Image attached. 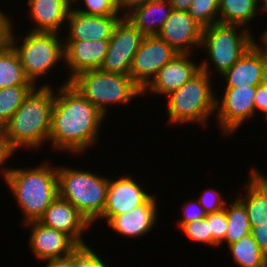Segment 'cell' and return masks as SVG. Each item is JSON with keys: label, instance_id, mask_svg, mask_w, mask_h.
Listing matches in <instances>:
<instances>
[{"label": "cell", "instance_id": "cell-1", "mask_svg": "<svg viewBox=\"0 0 267 267\" xmlns=\"http://www.w3.org/2000/svg\"><path fill=\"white\" fill-rule=\"evenodd\" d=\"M106 116L67 80L55 90L49 145L72 155L84 154L99 142Z\"/></svg>", "mask_w": 267, "mask_h": 267}, {"label": "cell", "instance_id": "cell-2", "mask_svg": "<svg viewBox=\"0 0 267 267\" xmlns=\"http://www.w3.org/2000/svg\"><path fill=\"white\" fill-rule=\"evenodd\" d=\"M39 86L30 91L2 128L17 151L23 147L35 151L49 143L55 88L47 82Z\"/></svg>", "mask_w": 267, "mask_h": 267}, {"label": "cell", "instance_id": "cell-3", "mask_svg": "<svg viewBox=\"0 0 267 267\" xmlns=\"http://www.w3.org/2000/svg\"><path fill=\"white\" fill-rule=\"evenodd\" d=\"M48 161L36 167L11 168L5 183L23 214L21 226L37 221L59 195L57 165ZM11 191V192H10Z\"/></svg>", "mask_w": 267, "mask_h": 267}, {"label": "cell", "instance_id": "cell-4", "mask_svg": "<svg viewBox=\"0 0 267 267\" xmlns=\"http://www.w3.org/2000/svg\"><path fill=\"white\" fill-rule=\"evenodd\" d=\"M210 76L200 70L193 78L168 96L166 105L169 124H196L207 128L215 116L216 95ZM211 117V118H210Z\"/></svg>", "mask_w": 267, "mask_h": 267}, {"label": "cell", "instance_id": "cell-5", "mask_svg": "<svg viewBox=\"0 0 267 267\" xmlns=\"http://www.w3.org/2000/svg\"><path fill=\"white\" fill-rule=\"evenodd\" d=\"M256 41L250 30L239 25L216 23L205 27L202 32L200 49L203 48L202 51L206 52V57L199 63L200 69L212 78L214 77L213 73L216 72L222 75ZM214 70L215 72H212Z\"/></svg>", "mask_w": 267, "mask_h": 267}, {"label": "cell", "instance_id": "cell-6", "mask_svg": "<svg viewBox=\"0 0 267 267\" xmlns=\"http://www.w3.org/2000/svg\"><path fill=\"white\" fill-rule=\"evenodd\" d=\"M59 196L71 203L92 225L102 216L109 178L83 169L57 166Z\"/></svg>", "mask_w": 267, "mask_h": 267}, {"label": "cell", "instance_id": "cell-7", "mask_svg": "<svg viewBox=\"0 0 267 267\" xmlns=\"http://www.w3.org/2000/svg\"><path fill=\"white\" fill-rule=\"evenodd\" d=\"M13 24L14 21L8 31V42L16 50L25 76L36 87L41 77L48 75L60 62L64 63V38L61 40L63 35L28 30L29 33L25 37L22 35L21 41H18ZM18 42L22 43L19 45Z\"/></svg>", "mask_w": 267, "mask_h": 267}, {"label": "cell", "instance_id": "cell-8", "mask_svg": "<svg viewBox=\"0 0 267 267\" xmlns=\"http://www.w3.org/2000/svg\"><path fill=\"white\" fill-rule=\"evenodd\" d=\"M69 83L105 116L109 113L110 105H127L132 99L142 97V89L130 76L100 69L80 72Z\"/></svg>", "mask_w": 267, "mask_h": 267}, {"label": "cell", "instance_id": "cell-9", "mask_svg": "<svg viewBox=\"0 0 267 267\" xmlns=\"http://www.w3.org/2000/svg\"><path fill=\"white\" fill-rule=\"evenodd\" d=\"M224 89L221 98L216 97L215 116L222 135L230 137L239 127L242 128L246 120L252 121L256 116L254 100L257 86Z\"/></svg>", "mask_w": 267, "mask_h": 267}, {"label": "cell", "instance_id": "cell-10", "mask_svg": "<svg viewBox=\"0 0 267 267\" xmlns=\"http://www.w3.org/2000/svg\"><path fill=\"white\" fill-rule=\"evenodd\" d=\"M143 37L138 28L126 17H122L109 39L107 54L99 69L108 73L129 76L133 58Z\"/></svg>", "mask_w": 267, "mask_h": 267}, {"label": "cell", "instance_id": "cell-11", "mask_svg": "<svg viewBox=\"0 0 267 267\" xmlns=\"http://www.w3.org/2000/svg\"><path fill=\"white\" fill-rule=\"evenodd\" d=\"M177 54L159 36H144L133 58L129 76L143 90Z\"/></svg>", "mask_w": 267, "mask_h": 267}, {"label": "cell", "instance_id": "cell-12", "mask_svg": "<svg viewBox=\"0 0 267 267\" xmlns=\"http://www.w3.org/2000/svg\"><path fill=\"white\" fill-rule=\"evenodd\" d=\"M23 226L29 227L31 231L28 245L39 262L69 256L79 247L66 233L45 226L38 220L27 222Z\"/></svg>", "mask_w": 267, "mask_h": 267}, {"label": "cell", "instance_id": "cell-13", "mask_svg": "<svg viewBox=\"0 0 267 267\" xmlns=\"http://www.w3.org/2000/svg\"><path fill=\"white\" fill-rule=\"evenodd\" d=\"M203 27L189 11L172 10L158 36L179 54H194L200 50Z\"/></svg>", "mask_w": 267, "mask_h": 267}, {"label": "cell", "instance_id": "cell-14", "mask_svg": "<svg viewBox=\"0 0 267 267\" xmlns=\"http://www.w3.org/2000/svg\"><path fill=\"white\" fill-rule=\"evenodd\" d=\"M144 188L130 174L116 179L109 177L106 204L99 219L108 223L114 216L144 204L152 196Z\"/></svg>", "mask_w": 267, "mask_h": 267}, {"label": "cell", "instance_id": "cell-15", "mask_svg": "<svg viewBox=\"0 0 267 267\" xmlns=\"http://www.w3.org/2000/svg\"><path fill=\"white\" fill-rule=\"evenodd\" d=\"M191 56L193 54H177L166 63L142 90V97L148 95L147 92L166 97L193 78L201 69L200 64L192 61Z\"/></svg>", "mask_w": 267, "mask_h": 267}, {"label": "cell", "instance_id": "cell-16", "mask_svg": "<svg viewBox=\"0 0 267 267\" xmlns=\"http://www.w3.org/2000/svg\"><path fill=\"white\" fill-rule=\"evenodd\" d=\"M38 221L45 226L66 233L79 246L87 245L83 235L85 236L91 224L71 203L59 195L46 208Z\"/></svg>", "mask_w": 267, "mask_h": 267}, {"label": "cell", "instance_id": "cell-17", "mask_svg": "<svg viewBox=\"0 0 267 267\" xmlns=\"http://www.w3.org/2000/svg\"><path fill=\"white\" fill-rule=\"evenodd\" d=\"M225 88L258 86L267 80V58L257 42L221 75Z\"/></svg>", "mask_w": 267, "mask_h": 267}, {"label": "cell", "instance_id": "cell-18", "mask_svg": "<svg viewBox=\"0 0 267 267\" xmlns=\"http://www.w3.org/2000/svg\"><path fill=\"white\" fill-rule=\"evenodd\" d=\"M122 15L95 16L83 14L71 7L67 16L65 40H109ZM69 27V28H68Z\"/></svg>", "mask_w": 267, "mask_h": 267}, {"label": "cell", "instance_id": "cell-19", "mask_svg": "<svg viewBox=\"0 0 267 267\" xmlns=\"http://www.w3.org/2000/svg\"><path fill=\"white\" fill-rule=\"evenodd\" d=\"M109 40L64 41V64L69 69L67 82L78 73L99 69L107 54Z\"/></svg>", "mask_w": 267, "mask_h": 267}, {"label": "cell", "instance_id": "cell-20", "mask_svg": "<svg viewBox=\"0 0 267 267\" xmlns=\"http://www.w3.org/2000/svg\"><path fill=\"white\" fill-rule=\"evenodd\" d=\"M157 197L152 195L144 204L114 216L107 225L124 238H141L156 228L158 219Z\"/></svg>", "mask_w": 267, "mask_h": 267}, {"label": "cell", "instance_id": "cell-21", "mask_svg": "<svg viewBox=\"0 0 267 267\" xmlns=\"http://www.w3.org/2000/svg\"><path fill=\"white\" fill-rule=\"evenodd\" d=\"M30 20L33 23L30 31L55 32L66 28L67 16L71 6L64 0H27ZM61 29V30H60Z\"/></svg>", "mask_w": 267, "mask_h": 267}, {"label": "cell", "instance_id": "cell-22", "mask_svg": "<svg viewBox=\"0 0 267 267\" xmlns=\"http://www.w3.org/2000/svg\"><path fill=\"white\" fill-rule=\"evenodd\" d=\"M248 181L245 182V194H237V199L244 205L250 226L267 224V175L259 169L250 168Z\"/></svg>", "mask_w": 267, "mask_h": 267}, {"label": "cell", "instance_id": "cell-23", "mask_svg": "<svg viewBox=\"0 0 267 267\" xmlns=\"http://www.w3.org/2000/svg\"><path fill=\"white\" fill-rule=\"evenodd\" d=\"M173 8L167 0H148L125 17L143 36H158Z\"/></svg>", "mask_w": 267, "mask_h": 267}, {"label": "cell", "instance_id": "cell-24", "mask_svg": "<svg viewBox=\"0 0 267 267\" xmlns=\"http://www.w3.org/2000/svg\"><path fill=\"white\" fill-rule=\"evenodd\" d=\"M262 15L257 0H219V23L249 28L258 14Z\"/></svg>", "mask_w": 267, "mask_h": 267}, {"label": "cell", "instance_id": "cell-25", "mask_svg": "<svg viewBox=\"0 0 267 267\" xmlns=\"http://www.w3.org/2000/svg\"><path fill=\"white\" fill-rule=\"evenodd\" d=\"M21 85L33 84L25 76L16 50L7 41L0 46V89Z\"/></svg>", "mask_w": 267, "mask_h": 267}, {"label": "cell", "instance_id": "cell-26", "mask_svg": "<svg viewBox=\"0 0 267 267\" xmlns=\"http://www.w3.org/2000/svg\"><path fill=\"white\" fill-rule=\"evenodd\" d=\"M226 248L238 267H267V257L261 252L251 234L243 236Z\"/></svg>", "mask_w": 267, "mask_h": 267}, {"label": "cell", "instance_id": "cell-27", "mask_svg": "<svg viewBox=\"0 0 267 267\" xmlns=\"http://www.w3.org/2000/svg\"><path fill=\"white\" fill-rule=\"evenodd\" d=\"M227 217V232L224 238V244L239 241L243 236L251 233V226L244 205L237 199L227 202L225 207Z\"/></svg>", "mask_w": 267, "mask_h": 267}, {"label": "cell", "instance_id": "cell-28", "mask_svg": "<svg viewBox=\"0 0 267 267\" xmlns=\"http://www.w3.org/2000/svg\"><path fill=\"white\" fill-rule=\"evenodd\" d=\"M34 87V85H21L0 89V128L10 120Z\"/></svg>", "mask_w": 267, "mask_h": 267}, {"label": "cell", "instance_id": "cell-29", "mask_svg": "<svg viewBox=\"0 0 267 267\" xmlns=\"http://www.w3.org/2000/svg\"><path fill=\"white\" fill-rule=\"evenodd\" d=\"M189 14L203 28L219 23V0H192Z\"/></svg>", "mask_w": 267, "mask_h": 267}, {"label": "cell", "instance_id": "cell-30", "mask_svg": "<svg viewBox=\"0 0 267 267\" xmlns=\"http://www.w3.org/2000/svg\"><path fill=\"white\" fill-rule=\"evenodd\" d=\"M179 230L185 237L194 243H203L211 246V232L209 228V214L204 219L194 220L190 223L183 224Z\"/></svg>", "mask_w": 267, "mask_h": 267}, {"label": "cell", "instance_id": "cell-31", "mask_svg": "<svg viewBox=\"0 0 267 267\" xmlns=\"http://www.w3.org/2000/svg\"><path fill=\"white\" fill-rule=\"evenodd\" d=\"M81 2L83 5L81 8L78 4ZM77 6V7H76ZM75 7V8H74ZM73 9L86 14L95 16H112L119 15L115 0H78Z\"/></svg>", "mask_w": 267, "mask_h": 267}, {"label": "cell", "instance_id": "cell-32", "mask_svg": "<svg viewBox=\"0 0 267 267\" xmlns=\"http://www.w3.org/2000/svg\"><path fill=\"white\" fill-rule=\"evenodd\" d=\"M227 217L225 208L221 211L209 214V228L211 232V247L224 245V238L227 232Z\"/></svg>", "mask_w": 267, "mask_h": 267}, {"label": "cell", "instance_id": "cell-33", "mask_svg": "<svg viewBox=\"0 0 267 267\" xmlns=\"http://www.w3.org/2000/svg\"><path fill=\"white\" fill-rule=\"evenodd\" d=\"M197 198L199 204L204 208L207 214L218 212L226 207L227 201L224 199V194L215 187L205 189Z\"/></svg>", "mask_w": 267, "mask_h": 267}, {"label": "cell", "instance_id": "cell-34", "mask_svg": "<svg viewBox=\"0 0 267 267\" xmlns=\"http://www.w3.org/2000/svg\"><path fill=\"white\" fill-rule=\"evenodd\" d=\"M89 245L79 246L76 249V267H109L101 258L102 255L95 252Z\"/></svg>", "mask_w": 267, "mask_h": 267}, {"label": "cell", "instance_id": "cell-35", "mask_svg": "<svg viewBox=\"0 0 267 267\" xmlns=\"http://www.w3.org/2000/svg\"><path fill=\"white\" fill-rule=\"evenodd\" d=\"M194 200H187L181 207L182 218L177 220V227L180 228L183 224L190 223L194 220L204 219L207 216L204 208L199 204L196 198Z\"/></svg>", "mask_w": 267, "mask_h": 267}, {"label": "cell", "instance_id": "cell-36", "mask_svg": "<svg viewBox=\"0 0 267 267\" xmlns=\"http://www.w3.org/2000/svg\"><path fill=\"white\" fill-rule=\"evenodd\" d=\"M17 150L11 145L9 138L6 136L5 131L0 128V174L5 180L12 167L7 166L5 162L14 155ZM3 165V166H2Z\"/></svg>", "mask_w": 267, "mask_h": 267}, {"label": "cell", "instance_id": "cell-37", "mask_svg": "<svg viewBox=\"0 0 267 267\" xmlns=\"http://www.w3.org/2000/svg\"><path fill=\"white\" fill-rule=\"evenodd\" d=\"M261 252L267 257V224H257L251 227L250 233Z\"/></svg>", "mask_w": 267, "mask_h": 267}, {"label": "cell", "instance_id": "cell-38", "mask_svg": "<svg viewBox=\"0 0 267 267\" xmlns=\"http://www.w3.org/2000/svg\"><path fill=\"white\" fill-rule=\"evenodd\" d=\"M254 102L256 113L262 112L265 119L267 117V80L257 86Z\"/></svg>", "mask_w": 267, "mask_h": 267}, {"label": "cell", "instance_id": "cell-39", "mask_svg": "<svg viewBox=\"0 0 267 267\" xmlns=\"http://www.w3.org/2000/svg\"><path fill=\"white\" fill-rule=\"evenodd\" d=\"M148 0H115L117 11L122 17L128 15L133 9L140 7ZM125 12H124V11ZM122 13V14H121Z\"/></svg>", "mask_w": 267, "mask_h": 267}, {"label": "cell", "instance_id": "cell-40", "mask_svg": "<svg viewBox=\"0 0 267 267\" xmlns=\"http://www.w3.org/2000/svg\"><path fill=\"white\" fill-rule=\"evenodd\" d=\"M45 267H76V250L71 255L44 261Z\"/></svg>", "mask_w": 267, "mask_h": 267}, {"label": "cell", "instance_id": "cell-41", "mask_svg": "<svg viewBox=\"0 0 267 267\" xmlns=\"http://www.w3.org/2000/svg\"><path fill=\"white\" fill-rule=\"evenodd\" d=\"M10 16L8 13L5 14V11L0 9V46L5 44L8 41V31L11 25Z\"/></svg>", "mask_w": 267, "mask_h": 267}, {"label": "cell", "instance_id": "cell-42", "mask_svg": "<svg viewBox=\"0 0 267 267\" xmlns=\"http://www.w3.org/2000/svg\"><path fill=\"white\" fill-rule=\"evenodd\" d=\"M174 10L189 11L192 0H167Z\"/></svg>", "mask_w": 267, "mask_h": 267}, {"label": "cell", "instance_id": "cell-43", "mask_svg": "<svg viewBox=\"0 0 267 267\" xmlns=\"http://www.w3.org/2000/svg\"><path fill=\"white\" fill-rule=\"evenodd\" d=\"M258 38L260 41L261 47L263 48L264 52L266 53L267 58V36L264 33H261Z\"/></svg>", "mask_w": 267, "mask_h": 267}, {"label": "cell", "instance_id": "cell-44", "mask_svg": "<svg viewBox=\"0 0 267 267\" xmlns=\"http://www.w3.org/2000/svg\"><path fill=\"white\" fill-rule=\"evenodd\" d=\"M257 3H258L260 11H262V15L266 14L267 13V0H257Z\"/></svg>", "mask_w": 267, "mask_h": 267}, {"label": "cell", "instance_id": "cell-45", "mask_svg": "<svg viewBox=\"0 0 267 267\" xmlns=\"http://www.w3.org/2000/svg\"><path fill=\"white\" fill-rule=\"evenodd\" d=\"M64 1L68 3L71 7H73L78 0H64Z\"/></svg>", "mask_w": 267, "mask_h": 267}, {"label": "cell", "instance_id": "cell-46", "mask_svg": "<svg viewBox=\"0 0 267 267\" xmlns=\"http://www.w3.org/2000/svg\"><path fill=\"white\" fill-rule=\"evenodd\" d=\"M267 36V28L262 32Z\"/></svg>", "mask_w": 267, "mask_h": 267}]
</instances>
